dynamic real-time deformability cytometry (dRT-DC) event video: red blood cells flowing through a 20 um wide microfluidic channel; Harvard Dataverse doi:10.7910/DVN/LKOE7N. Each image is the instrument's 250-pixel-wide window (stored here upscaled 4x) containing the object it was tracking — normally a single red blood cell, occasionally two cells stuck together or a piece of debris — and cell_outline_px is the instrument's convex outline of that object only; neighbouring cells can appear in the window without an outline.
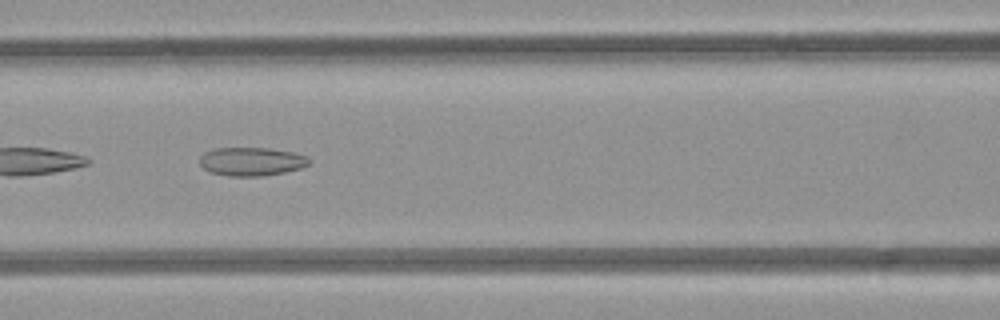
{"species": "common noctule bat (a hibernating species)", "species_latin": "Nyctalus noctula", "temperature_condition": "room temperature", "stored_images_in_passage": 4, "camera_frame_rate_fps": 3000, "um_per_image_px": 0.085, "animal": {"sex": "female", "body_mass_g": 21.9}, "frame": {"image": 1, "passage_image": 3, "time_ms": 2.333, "image_size_px": [1000, 320], "cell_outline_px": [[312, 160], [308, 164], [300, 168], [284, 172], [260, 176], [228, 176], [208, 172], [200, 164], [200, 156], [204, 152], [216, 148], [268, 148], [292, 152], [308, 156]], "centroid_in_image_um": [21.36, 13.73], "position_along_channel_um": 145.2, "area_um2": 18.21}}
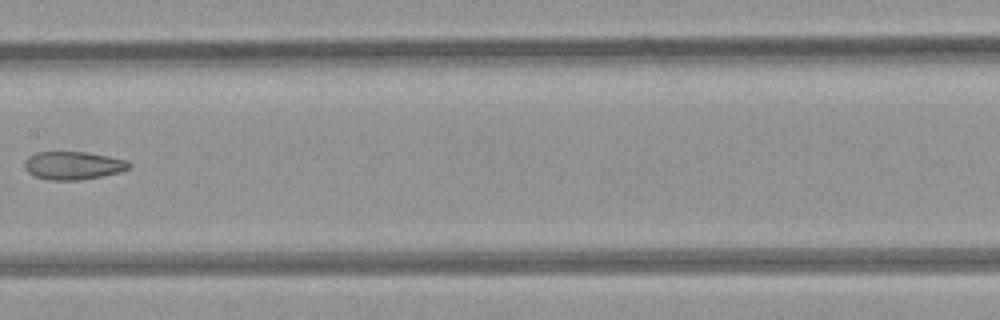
{"frame": {"image": 2, "passage_image": 4, "time_ms": 3.667, "image_size_px": [1000, 320], "cell_outline_px": [[132, 168], [120, 172], [100, 176], [76, 180], [48, 180], [36, 176], [28, 172], [24, 168], [24, 160], [28, 156], [36, 152], [88, 152], [128, 160], [132, 164]], "centroid_in_image_um": [6.23, 14.06], "position_along_channel_um": 201.2, "area_um2": 17.22}}